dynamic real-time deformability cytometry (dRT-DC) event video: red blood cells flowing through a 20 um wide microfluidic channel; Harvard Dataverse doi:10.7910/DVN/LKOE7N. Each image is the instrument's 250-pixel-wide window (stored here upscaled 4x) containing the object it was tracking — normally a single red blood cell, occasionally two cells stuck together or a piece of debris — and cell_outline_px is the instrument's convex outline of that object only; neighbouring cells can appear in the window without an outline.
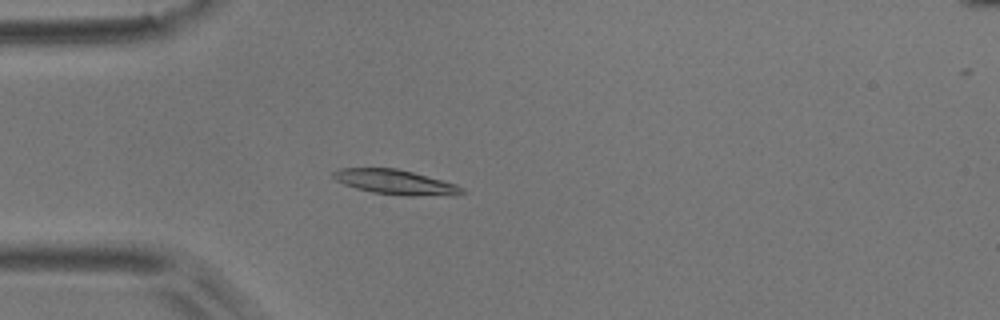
{"species": "common noctule bat (a hibernating species)", "species_latin": "Nyctalus noctula", "temperature_condition": "room temperature", "stored_images_in_passage": 5, "camera_frame_rate_fps": 3000, "um_per_image_px": 0.085, "animal": {"sex": "male", "body_mass_g": 17.9}, "frame": {"image": 1, "passage_image": 4, "time_ms": 4.333, "image_size_px": [1000, 320], "cell_outline_px": [[468, 192], [456, 196], [404, 196], [372, 192], [356, 188], [344, 184], [336, 180], [332, 176], [332, 172], [340, 168], [396, 168], [412, 172], [456, 184], [464, 188]], "centroid_in_image_um": [33.68, 15.5], "position_along_channel_um": 51.3, "area_um2": 18.79}}